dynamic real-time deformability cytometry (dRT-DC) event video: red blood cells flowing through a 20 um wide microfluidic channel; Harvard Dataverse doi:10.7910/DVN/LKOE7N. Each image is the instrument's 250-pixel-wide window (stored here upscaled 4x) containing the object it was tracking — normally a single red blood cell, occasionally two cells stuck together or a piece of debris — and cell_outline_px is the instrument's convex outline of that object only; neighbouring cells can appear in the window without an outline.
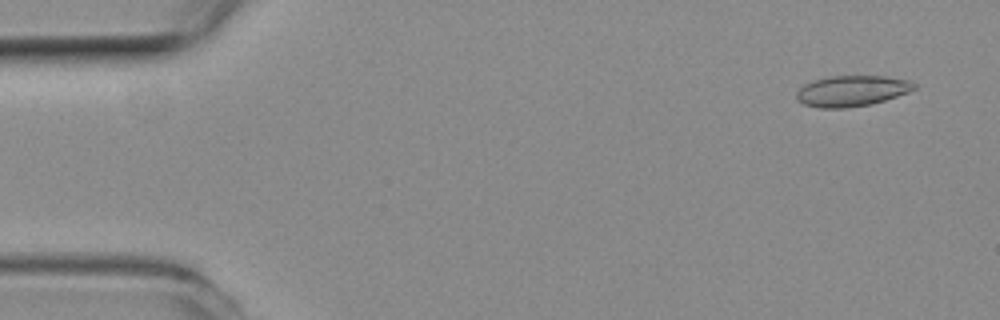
{"species": "common noctule bat (a hibernating species)", "species_latin": "Nyctalus noctula", "temperature_condition": "room temperature", "stored_images_in_passage": 53, "camera_frame_rate_fps": 3000, "um_per_image_px": 0.085, "animal": {"sex": "female", "body_mass_g": 19.3, "forearm_length_mm": 54.1}, "frame": {"image": 1, "passage_image": 1, "time_ms": 0.0, "image_size_px": [1000, 320], "cell_outline_px": [[916, 88], [908, 92], [872, 104], [844, 108], [820, 108], [804, 104], [796, 100], [796, 92], [804, 84], [812, 80], [828, 76], [888, 76], [912, 80], [916, 84]], "centroid_in_image_um": [72.4, 7.72], "position_along_channel_um": 12.6, "area_um2": 21.33}}
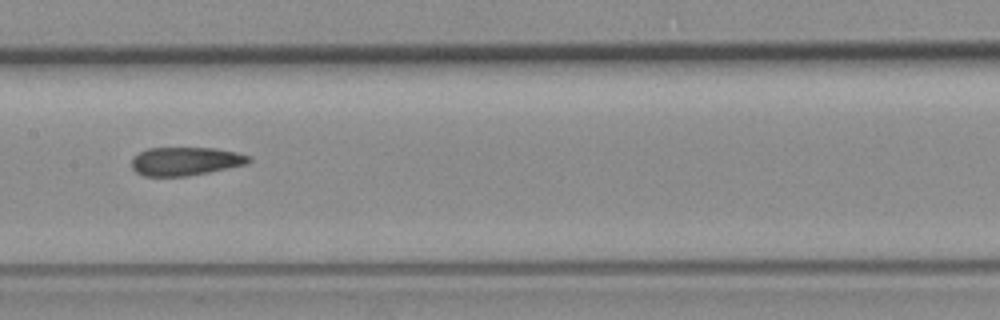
{"frame": {"image": 2, "passage_image": 25, "time_ms": 8.0, "image_size_px": [1000, 320], "cell_outline_px": [[252, 160], [248, 164], [188, 176], [144, 176], [136, 172], [132, 168], [132, 156], [148, 148], [216, 148], [236, 152], [252, 156]], "centroid_in_image_um": [15.78, 13.7], "position_along_channel_um": 191.6, "area_um2": 19.54}}
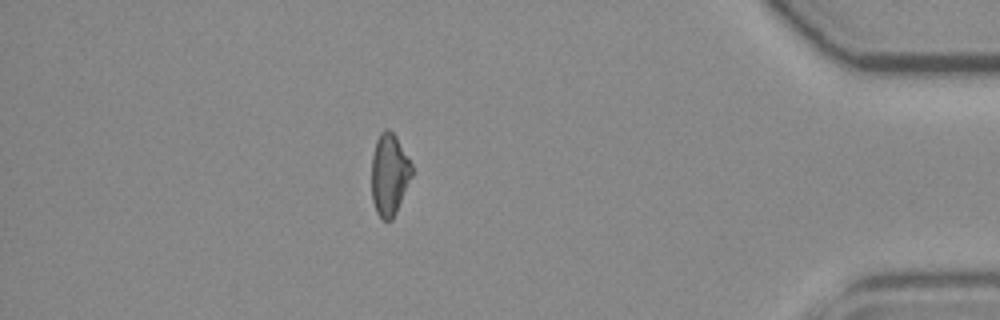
{"frame": {"image": 3, "passage_image": 46, "time_ms": 15.0, "image_size_px": [1000, 320], "cell_outline_px": [[412, 176], [396, 212], [392, 220], [384, 220], [376, 212], [372, 200], [372, 156], [376, 140], [380, 132], [384, 128], [388, 128], [396, 136], [412, 164]], "centroid_in_image_um": [33.09, 14.81], "position_along_channel_um": 402.1, "area_um2": 19.19}, "authors_computed_cell_mechanics": {"area_um2": 20.1722, "velocity_mm_per_s": 3.6422, "shape_relaxation_time_tau1_ms": null, "shape_relaxation_time_tau2_ms": 7.6953, "deformation_change_tau1": null, "deformation_change_tau2": 0.1563}}